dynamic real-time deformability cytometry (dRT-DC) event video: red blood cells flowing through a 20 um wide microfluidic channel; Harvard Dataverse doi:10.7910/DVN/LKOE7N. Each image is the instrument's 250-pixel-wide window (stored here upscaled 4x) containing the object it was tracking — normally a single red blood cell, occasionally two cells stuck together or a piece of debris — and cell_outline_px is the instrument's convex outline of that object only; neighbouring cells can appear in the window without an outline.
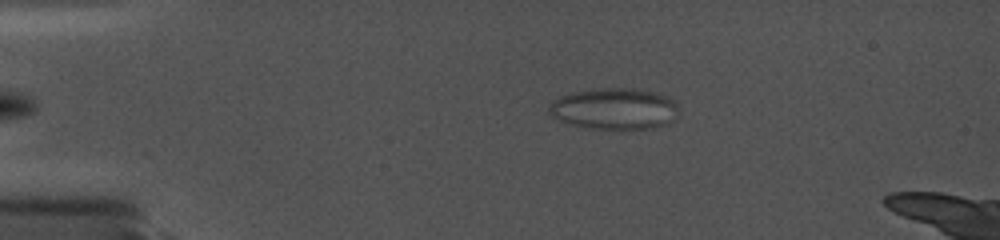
{"species": "common noctule bat (a hibernating species)", "species_latin": "Nyctalus noctula", "temperature_condition": "cold", "stored_images_in_passage": 94, "camera_frame_rate_fps": 5000, "um_per_image_px": 0.085, "animal": {"sex": "female", "body_mass_g": 19.0, "forearm_length_mm": 56.7}, "frame": {"image": 1, "passage_image": 25, "time_ms": 4.4, "image_size_px": [1000, 240], "cell_outline_px": [[680, 112], [676, 120], [668, 124], [648, 128], [592, 128], [572, 124], [560, 120], [552, 116], [548, 112], [548, 104], [560, 96], [572, 92], [604, 88], [632, 88], [656, 92], [672, 100], [676, 104]], "centroid_in_image_um": [52.25, 9.23], "position_along_channel_um": 32.8, "area_um2": 31.1}}
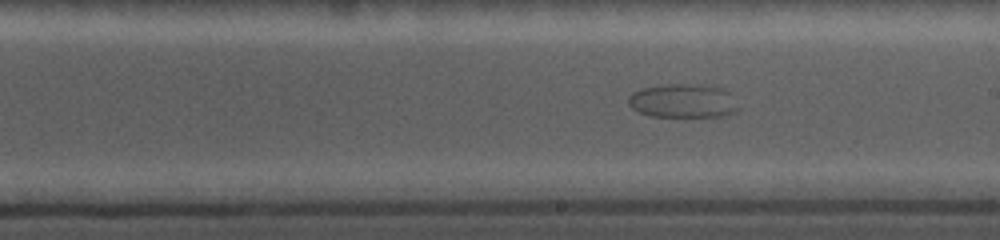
{"frame": {"image": 2, "passage_image": 70, "time_ms": 12.6, "image_size_px": [1000, 240], "cell_outline_px": [[740, 108], [736, 112], [728, 116], [648, 116], [632, 108], [628, 104], [628, 96], [632, 92], [640, 88], [672, 84], [696, 84], [724, 88], [728, 92]], "centroid_in_image_um": [58.06, 8.58], "position_along_channel_um": 230.9, "area_um2": 21.79}}
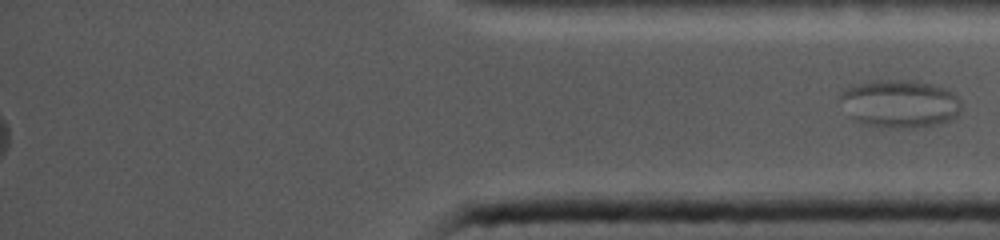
{"frame": {"image": 3, "passage_image": 94, "time_ms": 16.6, "image_size_px": [1000, 240], "cell_outline_px": [[960, 112], [952, 120], [944, 124], [916, 128], [884, 128], [868, 124], [856, 120], [852, 116], [840, 100], [840, 92], [844, 88], [852, 84], [888, 80], [908, 80], [932, 84], [944, 88], [960, 96]], "centroid_in_image_um": [76.54, 8.83], "position_along_channel_um": 358.7, "area_um2": 33.99}}